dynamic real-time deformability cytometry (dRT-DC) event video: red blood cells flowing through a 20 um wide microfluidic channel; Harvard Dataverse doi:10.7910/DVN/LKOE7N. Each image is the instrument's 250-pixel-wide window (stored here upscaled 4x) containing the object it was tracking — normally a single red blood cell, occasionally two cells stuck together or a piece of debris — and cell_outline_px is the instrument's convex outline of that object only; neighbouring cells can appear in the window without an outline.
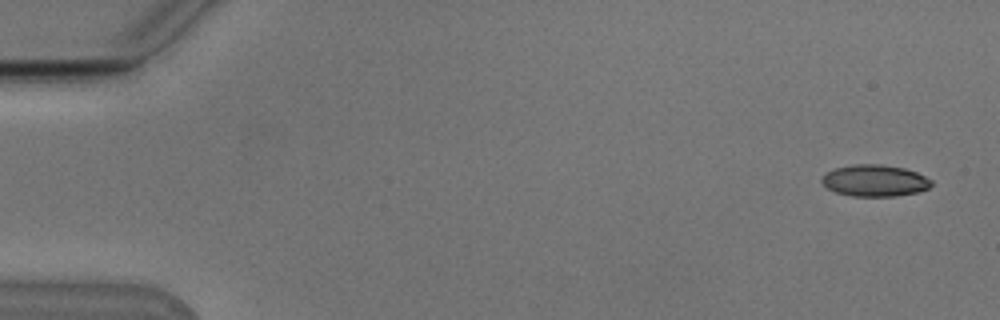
{"species": "Egyptian fruit bat (a non-hibernating species)", "species_latin": "Rousettus aegyptiacus", "temperature_condition": "cold", "stored_images_in_passage": 16, "camera_frame_rate_fps": 3000, "um_per_image_px": 0.085, "animal": {"sex": "male"}, "frame": {"image": 1, "passage_image": 3, "time_ms": 0.667, "image_size_px": [1000, 320], "cell_outline_px": [[932, 184], [928, 188], [916, 192], [896, 196], [852, 196], [836, 192], [828, 188], [820, 180], [828, 172], [836, 168], [856, 164], [880, 164], [904, 168], [916, 172], [932, 180]], "centroid_in_image_um": [74.37, 15.35], "position_along_channel_um": 10.6, "area_um2": 19.94}}
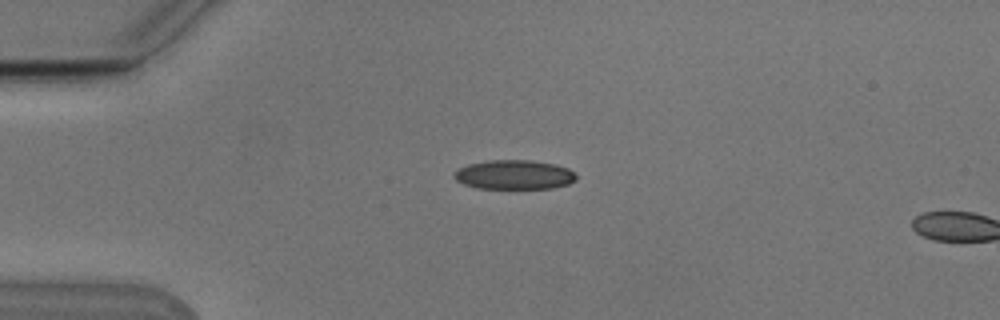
{"frame": {"image": 2, "passage_image": 14, "time_ms": 4.333, "image_size_px": [1000, 320], "cell_outline_px": [[576, 180], [568, 184], [552, 188], [476, 188], [464, 184], [456, 180], [452, 176], [452, 172], [468, 164], [488, 160], [532, 160], [556, 164], [568, 168], [576, 176]], "centroid_in_image_um": [43.68, 14.84], "position_along_channel_um": 41.3, "area_um2": 20.92}}